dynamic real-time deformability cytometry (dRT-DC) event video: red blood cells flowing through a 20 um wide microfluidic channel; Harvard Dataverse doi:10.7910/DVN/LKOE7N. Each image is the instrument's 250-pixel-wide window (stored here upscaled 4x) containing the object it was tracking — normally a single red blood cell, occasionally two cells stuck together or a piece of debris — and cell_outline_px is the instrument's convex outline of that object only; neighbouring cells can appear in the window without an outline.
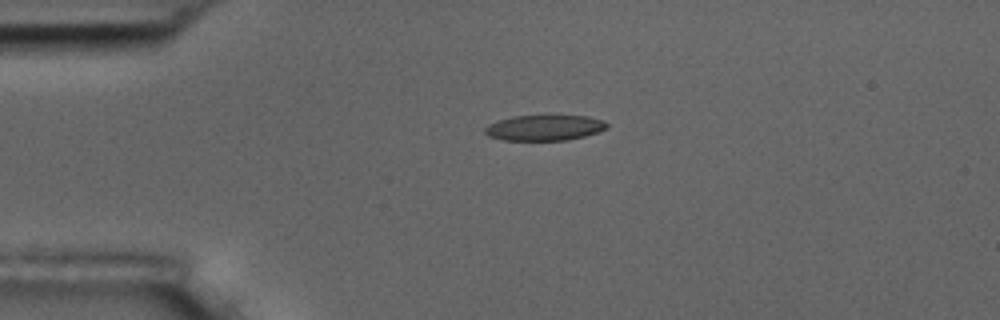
{"species": "common noctule bat (a hibernating species)", "species_latin": "Nyctalus noctula", "temperature_condition": "room temperature", "stored_images_in_passage": 2, "camera_frame_rate_fps": 3000, "um_per_image_px": 0.085, "animal": {"sex": "male", "body_mass_g": 17.5, "forearm_length_mm": 52.3}, "frame": {"image": 1, "passage_image": 2, "time_ms": 1.333, "image_size_px": [1000, 320], "cell_outline_px": [[608, 128], [584, 136], [568, 140], [504, 140], [488, 136], [484, 132], [484, 128], [488, 124], [496, 120], [512, 116], [588, 116], [604, 120], [608, 124]], "centroid_in_image_um": [46.26, 10.85], "position_along_channel_um": 38.7, "area_um2": 18.21}}